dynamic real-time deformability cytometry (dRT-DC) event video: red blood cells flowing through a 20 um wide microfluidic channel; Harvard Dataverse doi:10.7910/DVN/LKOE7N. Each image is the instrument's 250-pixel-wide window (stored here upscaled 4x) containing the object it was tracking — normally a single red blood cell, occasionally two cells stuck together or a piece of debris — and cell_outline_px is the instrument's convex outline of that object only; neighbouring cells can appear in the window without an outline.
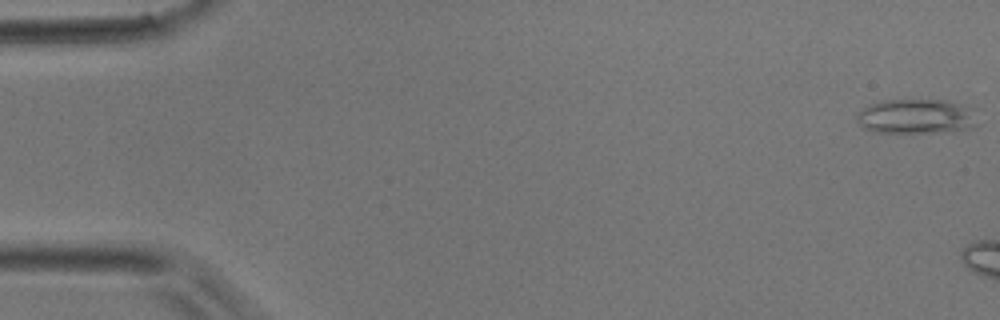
{"species": "common noctule bat (a hibernating species)", "species_latin": "Nyctalus noctula", "temperature_condition": "room temperature", "stored_images_in_passage": 5, "camera_frame_rate_fps": 3000, "um_per_image_px": 0.085, "animal": {"sex": "male", "body_mass_g": 17.9}, "frame": {"image": 1, "passage_image": 1, "time_ms": 0.0, "image_size_px": [1000, 320], "cell_outline_px": [[976, 128], [944, 132], [876, 132], [864, 128], [856, 120], [856, 112], [868, 104], [884, 100], [944, 100], [960, 104], [968, 108], [976, 124]], "centroid_in_image_um": [77.8, 9.9], "position_along_channel_um": 7.2, "area_um2": 24.22}}